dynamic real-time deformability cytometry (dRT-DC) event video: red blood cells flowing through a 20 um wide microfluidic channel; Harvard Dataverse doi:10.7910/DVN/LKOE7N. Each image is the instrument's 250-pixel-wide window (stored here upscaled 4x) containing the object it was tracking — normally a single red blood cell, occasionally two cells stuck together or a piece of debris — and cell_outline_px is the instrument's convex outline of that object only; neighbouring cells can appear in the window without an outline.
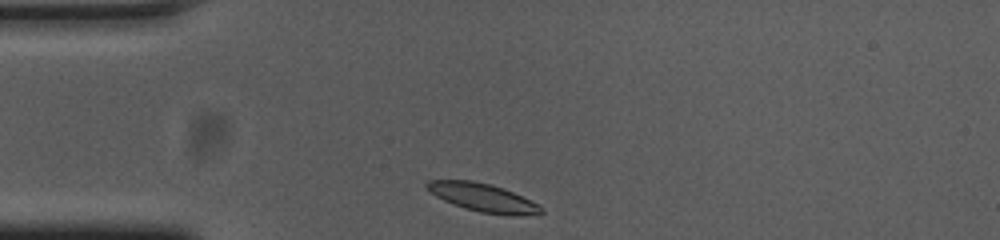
{"species": "common noctule bat (a hibernating species)", "species_latin": "Nyctalus noctula", "temperature_condition": "cold", "stored_images_in_passage": 32, "camera_frame_rate_fps": 3000, "um_per_image_px": 0.085, "animal": {"sex": "female", "body_mass_g": 23.0, "forearm_length_mm": 53.4}, "frame": {"image": 1, "passage_image": 1, "time_ms": 0.0, "image_size_px": [1000, 240], "cell_outline_px": [[544, 212], [480, 212], [464, 208], [452, 204], [436, 196], [424, 184], [428, 180], [472, 180], [492, 184], [504, 188], [540, 204], [544, 208]], "centroid_in_image_um": [40.95, 16.72], "position_along_channel_um": 44.1, "area_um2": 17.92}}
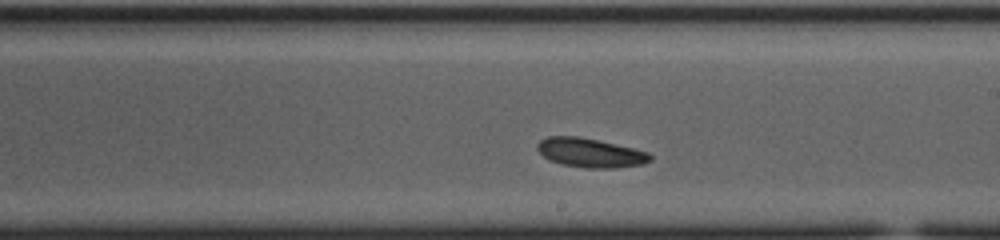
{"frame": {"image": 2, "passage_image": 19, "time_ms": 6.0, "image_size_px": [1000, 240], "cell_outline_px": [[652, 160], [644, 164], [616, 168], [588, 168], [560, 164], [548, 160], [536, 148], [536, 144], [540, 140], [548, 136], [580, 136], [632, 148], [648, 152], [652, 156]], "centroid_in_image_um": [50.16, 12.99], "position_along_channel_um": 238.8, "area_um2": 19.25}}
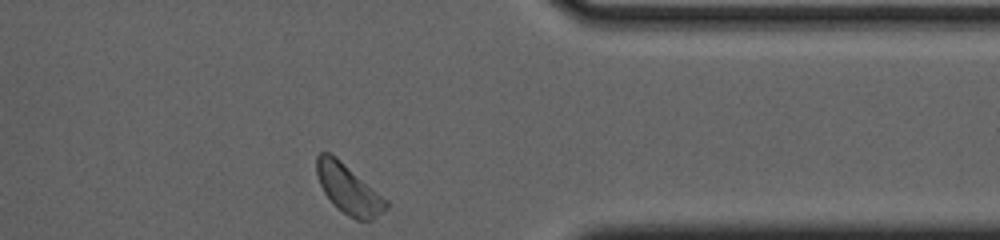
{"frame": {"image": 3, "passage_image": 32, "time_ms": 10.333, "image_size_px": [1000, 240], "cell_outline_px": [[388, 208], [384, 212], [372, 220], [356, 220], [348, 216], [336, 208], [332, 204], [324, 192], [320, 184], [316, 172], [316, 156], [320, 152], [328, 152], [340, 160], [388, 200]], "centroid_in_image_um": [29.63, 16.1], "position_along_channel_um": 381.8, "area_um2": 20.0}}